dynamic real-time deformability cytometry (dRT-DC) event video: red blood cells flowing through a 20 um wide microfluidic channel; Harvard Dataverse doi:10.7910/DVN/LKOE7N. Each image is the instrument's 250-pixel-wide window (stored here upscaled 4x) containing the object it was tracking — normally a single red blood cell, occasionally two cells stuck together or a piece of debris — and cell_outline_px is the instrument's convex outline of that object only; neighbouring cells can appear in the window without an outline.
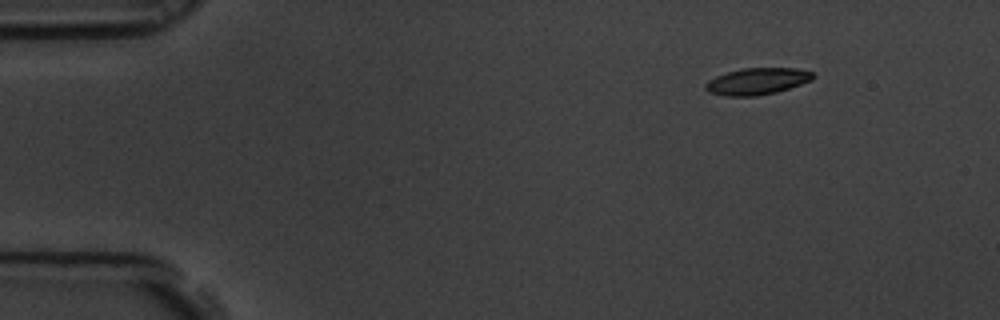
{"species": "common noctule bat (a hibernating species)", "species_latin": "Nyctalus noctula", "temperature_condition": "room temperature", "stored_images_in_passage": 3, "camera_frame_rate_fps": 3000, "um_per_image_px": 0.085, "animal": {"sex": "male", "body_mass_g": 19.5, "forearm_length_mm": 54.6}, "frame": {"image": 1, "passage_image": 1, "time_ms": 0.0, "image_size_px": [1000, 320], "cell_outline_px": [[816, 76], [812, 80], [776, 92], [756, 96], [724, 96], [708, 92], [704, 88], [704, 84], [708, 80], [716, 76], [728, 72], [744, 68], [796, 68], [812, 72]], "centroid_in_image_um": [64.33, 6.91], "position_along_channel_um": 20.7, "area_um2": 16.7}}
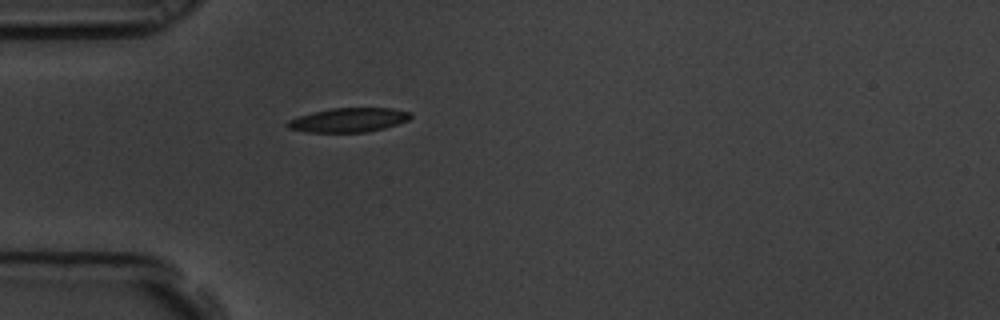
{"frame": {"image": 2, "passage_image": 3, "time_ms": 0.667, "image_size_px": [1000, 320], "cell_outline_px": [[412, 116], [408, 120], [384, 128], [364, 132], [308, 132], [288, 128], [284, 124], [288, 120], [312, 112], [332, 108], [392, 108], [412, 112]], "centroid_in_image_um": [29.63, 10.19], "position_along_channel_um": 55.4, "area_um2": 17.28}}